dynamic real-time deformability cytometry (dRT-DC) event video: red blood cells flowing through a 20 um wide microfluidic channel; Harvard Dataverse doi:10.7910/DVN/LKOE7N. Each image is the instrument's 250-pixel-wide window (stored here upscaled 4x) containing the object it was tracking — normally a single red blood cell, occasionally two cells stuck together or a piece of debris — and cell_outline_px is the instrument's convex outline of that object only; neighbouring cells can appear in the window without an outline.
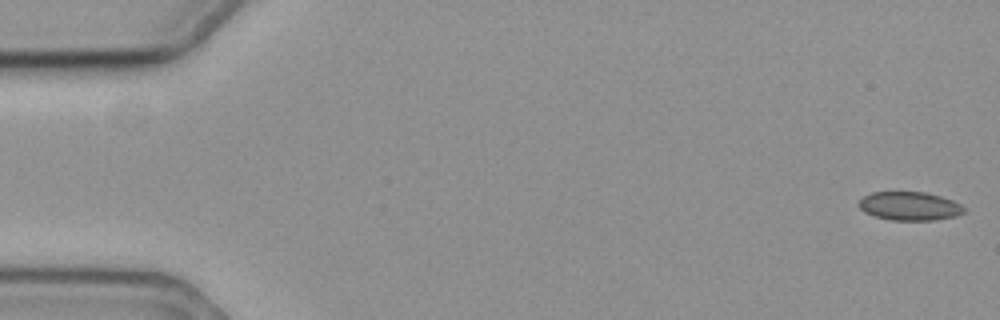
{"species": "common noctule bat (a hibernating species)", "species_latin": "Nyctalus noctula", "temperature_condition": "cold", "stored_images_in_passage": 5, "camera_frame_rate_fps": 3000, "um_per_image_px": 0.085, "animal": {"sex": "female", "body_mass_g": 19.3, "forearm_length_mm": 54.1}, "frame": {"image": 1, "passage_image": 1, "time_ms": 0.0, "image_size_px": [1000, 320], "cell_outline_px": [[964, 212], [956, 216], [932, 220], [892, 220], [876, 216], [864, 212], [856, 204], [864, 196], [872, 192], [924, 192], [940, 196], [952, 200], [960, 204], [964, 208]], "centroid_in_image_um": [77.29, 17.51], "position_along_channel_um": 7.7, "area_um2": 17.4}}